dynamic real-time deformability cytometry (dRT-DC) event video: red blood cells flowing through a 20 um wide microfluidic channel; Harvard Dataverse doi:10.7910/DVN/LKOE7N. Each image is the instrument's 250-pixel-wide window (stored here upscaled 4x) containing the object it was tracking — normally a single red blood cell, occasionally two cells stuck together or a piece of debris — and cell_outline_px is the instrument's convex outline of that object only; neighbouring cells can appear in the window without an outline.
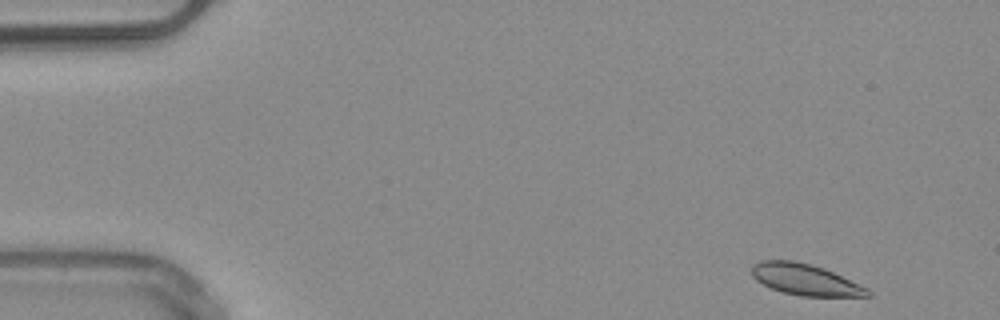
{"species": "common noctule bat (a hibernating species)", "species_latin": "Nyctalus noctula", "temperature_condition": "warm", "stored_images_in_passage": 49, "camera_frame_rate_fps": 3000, "um_per_image_px": 0.085, "animal": {"sex": "male", "body_mass_g": 20.4}, "frame": {"image": 1, "passage_image": 2, "time_ms": 0.333, "image_size_px": [1000, 320], "cell_outline_px": [[872, 296], [800, 296], [784, 292], [772, 288], [756, 280], [752, 276], [752, 264], [760, 260], [792, 260], [824, 268], [868, 288], [872, 292]], "centroid_in_image_um": [68.45, 23.76], "position_along_channel_um": 16.6, "area_um2": 20.92}}
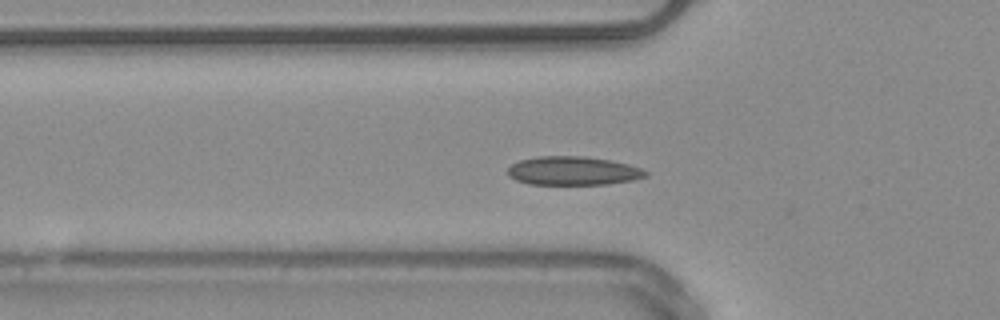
{"frame": {"image": 2, "passage_image": 15, "time_ms": 4.667, "image_size_px": [1000, 320], "cell_outline_px": [[648, 176], [632, 180], [608, 184], [528, 184], [516, 180], [508, 176], [508, 168], [512, 164], [520, 160], [536, 156], [584, 156], [608, 160], [628, 164], [640, 168], [648, 172]], "centroid_in_image_um": [48.69, 14.52], "position_along_channel_um": 77.1, "area_um2": 23.0}, "authors_computed_cell_mechanics": {"area_um2": 21.6172, "velocity_mm_per_s": 3.9616, "shape_relaxation_time_tau1_ms": 4.8164, "shape_relaxation_time_tau2_ms": null, "deformation_change_tau1": 0.0771, "deformation_change_tau2": null}}